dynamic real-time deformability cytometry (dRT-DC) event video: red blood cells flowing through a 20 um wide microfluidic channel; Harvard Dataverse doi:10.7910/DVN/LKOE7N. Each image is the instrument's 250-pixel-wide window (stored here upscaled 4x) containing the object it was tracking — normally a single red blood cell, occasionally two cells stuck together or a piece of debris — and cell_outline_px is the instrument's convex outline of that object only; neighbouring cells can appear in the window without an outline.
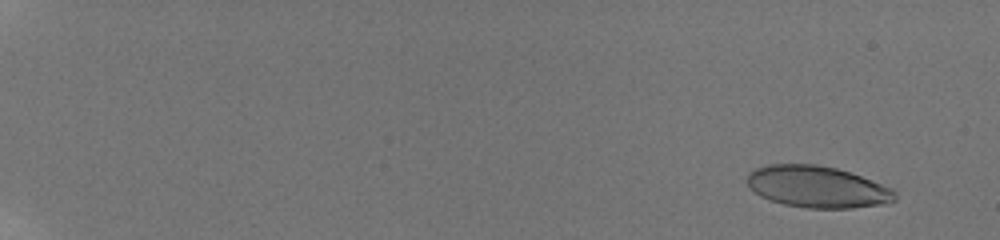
{"species": "human", "species_latin": "Homo sapiens", "temperature_condition": "room temperature", "stored_images_in_passage": 67, "camera_frame_rate_fps": 3000, "um_per_image_px": 0.085, "donor": {"sex": "male"}, "frame": {"image": 1, "passage_image": 6, "time_ms": 1.333, "image_size_px": [1000, 240], "cell_outline_px": [[896, 200], [888, 204], [852, 208], [804, 208], [784, 204], [760, 196], [748, 184], [748, 172], [756, 168], [768, 164], [816, 164], [836, 168], [860, 176], [892, 188], [896, 192]], "centroid_in_image_um": [69.5, 15.89], "position_along_channel_um": 15.5, "area_um2": 35.84}}
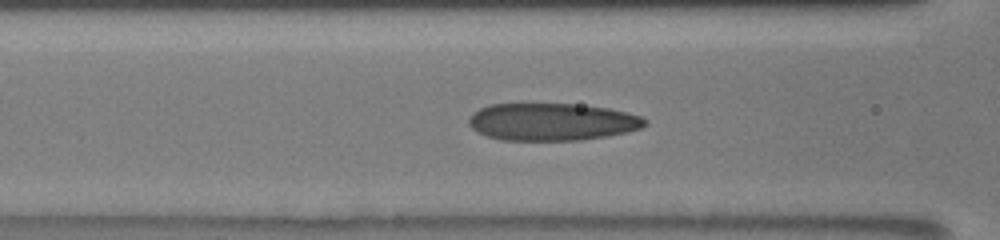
{"frame": {"image": 2, "passage_image": 33, "time_ms": 9.333, "image_size_px": [1000, 240], "cell_outline_px": [[648, 124], [640, 128], [628, 132], [608, 136], [580, 140], [500, 140], [476, 132], [468, 124], [468, 116], [472, 112], [488, 104], [576, 104], [608, 108], [628, 112], [640, 116], [648, 120]], "centroid_in_image_um": [46.91, 10.35], "position_along_channel_um": 119.7, "area_um2": 38.73}}
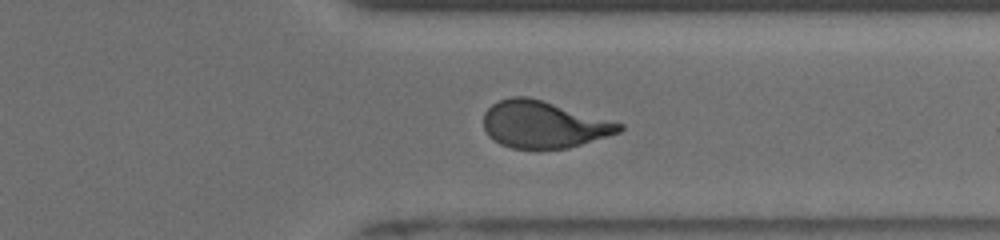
{"frame": {"image": 3, "passage_image": 56, "time_ms": 15.667, "image_size_px": [1000, 240], "cell_outline_px": [[624, 128], [620, 132], [568, 148], [512, 148], [500, 144], [488, 136], [484, 128], [484, 112], [492, 104], [500, 100], [512, 96], [528, 96], [544, 100], [624, 124]], "centroid_in_image_um": [46.19, 10.57], "position_along_channel_um": 365.2, "area_um2": 37.05}, "authors_computed_cell_mechanics": {"area_um2": 37.4544, "velocity_mm_per_s": 3.876, "shape_relaxation_time_tau1_ms": 5.9829, "shape_relaxation_time_tau2_ms": 0.9359, "deformation_change_tau1": 0.2175, "deformation_change_tau2": 0.0863}}